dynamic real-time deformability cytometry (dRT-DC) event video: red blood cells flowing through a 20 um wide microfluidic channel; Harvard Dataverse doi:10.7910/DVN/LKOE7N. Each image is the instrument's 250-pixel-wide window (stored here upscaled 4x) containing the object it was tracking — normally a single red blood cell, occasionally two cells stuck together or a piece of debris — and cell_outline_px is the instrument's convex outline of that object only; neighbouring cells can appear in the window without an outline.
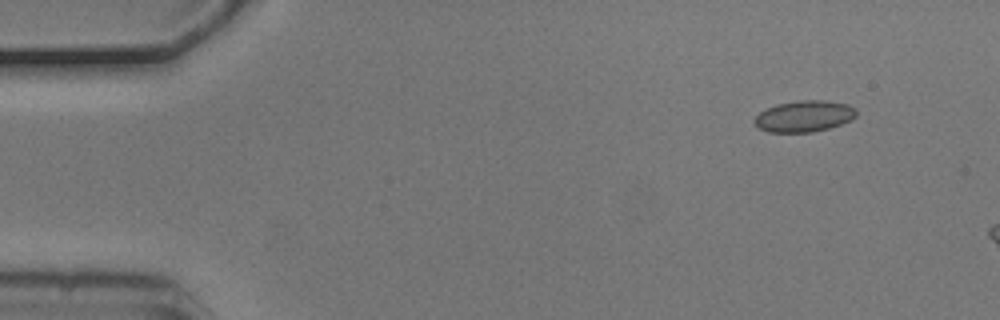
{"species": "common noctule bat (a hibernating species)", "species_latin": "Nyctalus noctula", "temperature_condition": "cold", "stored_images_in_passage": 4, "camera_frame_rate_fps": 3000, "um_per_image_px": 0.085, "animal": {"sex": "male", "body_mass_g": 20.5, "forearm_length_mm": 52.5}, "frame": {"image": 1, "passage_image": 2, "time_ms": 0.333, "image_size_px": [1000, 320], "cell_outline_px": [[856, 116], [852, 120], [828, 128], [812, 132], [768, 132], [760, 128], [752, 120], [760, 112], [776, 104], [800, 100], [824, 100], [848, 104], [856, 108]], "centroid_in_image_um": [68.37, 9.87], "position_along_channel_um": 16.6, "area_um2": 18.55}}